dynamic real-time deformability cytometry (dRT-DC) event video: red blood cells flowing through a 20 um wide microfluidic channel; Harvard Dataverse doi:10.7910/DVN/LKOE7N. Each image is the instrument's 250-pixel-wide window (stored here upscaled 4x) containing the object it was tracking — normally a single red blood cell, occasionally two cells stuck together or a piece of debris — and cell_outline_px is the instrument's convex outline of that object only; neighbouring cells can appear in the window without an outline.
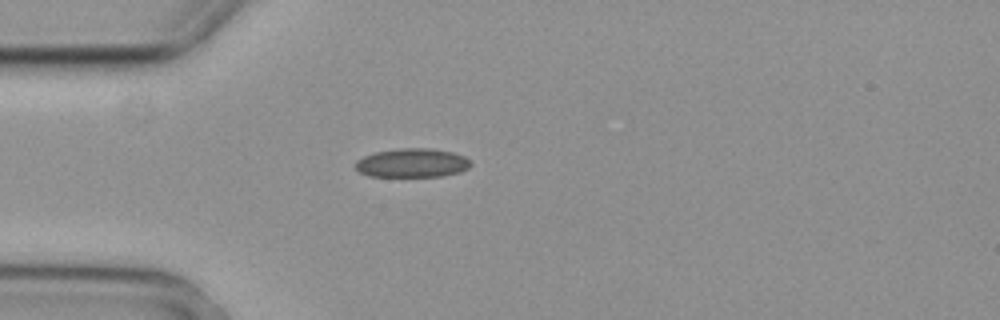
{"species": "common noctule bat (a hibernating species)", "species_latin": "Nyctalus noctula", "temperature_condition": "cold", "stored_images_in_passage": 2, "camera_frame_rate_fps": 3000, "um_per_image_px": 0.085, "animal": {"sex": "female", "body_mass_g": 29.2, "forearm_length_mm": 56.3}, "frame": {"image": 1, "passage_image": 1, "time_ms": 0.0, "image_size_px": [1000, 320], "cell_outline_px": [[472, 164], [468, 168], [460, 172], [440, 176], [368, 176], [360, 172], [356, 168], [356, 160], [364, 156], [376, 152], [400, 148], [428, 148], [452, 152], [464, 156]], "centroid_in_image_um": [35.03, 13.85], "position_along_channel_um": 50.0, "area_um2": 19.25}}